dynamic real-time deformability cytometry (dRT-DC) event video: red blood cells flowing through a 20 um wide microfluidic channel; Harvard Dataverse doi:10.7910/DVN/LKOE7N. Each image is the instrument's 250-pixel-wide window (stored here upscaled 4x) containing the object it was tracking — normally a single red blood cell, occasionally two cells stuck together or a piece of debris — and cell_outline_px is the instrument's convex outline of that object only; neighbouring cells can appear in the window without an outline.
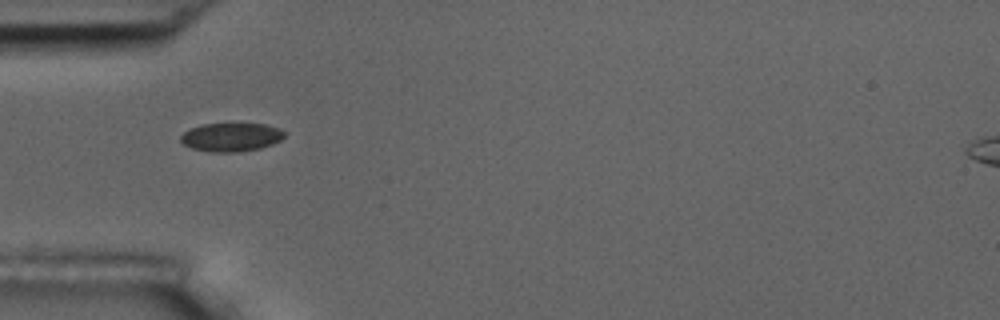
{"species": "common noctule bat (a hibernating species)", "species_latin": "Nyctalus noctula", "temperature_condition": "room temperature", "stored_images_in_passage": 7, "camera_frame_rate_fps": 3000, "um_per_image_px": 0.085, "animal": {"sex": "male", "body_mass_g": 17.5, "forearm_length_mm": 52.3}, "frame": {"image": 1, "passage_image": 6, "time_ms": 5.667, "image_size_px": [1000, 320], "cell_outline_px": [[284, 136], [280, 140], [272, 144], [260, 148], [236, 152], [212, 152], [192, 148], [184, 144], [180, 140], [180, 136], [184, 132], [200, 124], [264, 124], [280, 128], [284, 132]], "centroid_in_image_um": [19.64, 11.65], "position_along_channel_um": 65.4, "area_um2": 17.11}}